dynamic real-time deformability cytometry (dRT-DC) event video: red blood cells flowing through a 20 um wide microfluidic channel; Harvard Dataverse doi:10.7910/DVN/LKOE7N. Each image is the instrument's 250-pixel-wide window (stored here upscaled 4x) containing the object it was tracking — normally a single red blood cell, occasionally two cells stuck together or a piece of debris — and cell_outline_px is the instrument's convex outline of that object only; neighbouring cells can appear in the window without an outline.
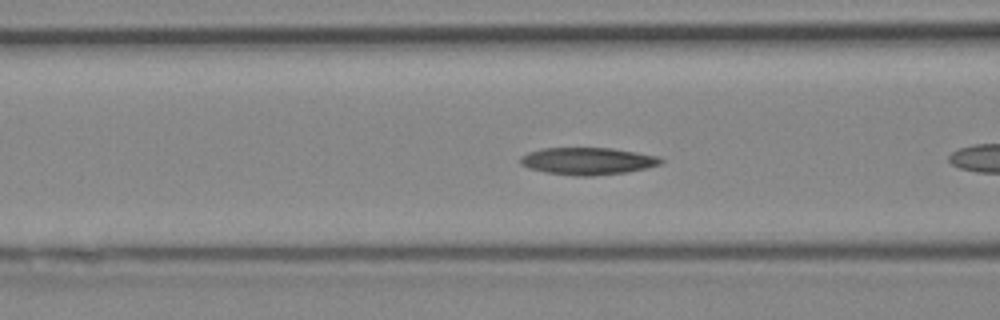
{"species": "Egyptian fruit bat (a non-hibernating species)", "species_latin": "Rousettus aegyptiacus", "temperature_condition": "cold", "stored_images_in_passage": 6, "segment_of_instrument_passage": [2, 2], "camera_frame_rate_fps": 3000, "um_per_image_px": 0.085, "animal": {"sex": "female"}, "frame": {"image": 1, "passage_image": 6, "time_ms": 1.667, "image_size_px": [1000, 320], "cell_outline_px": [[664, 160], [660, 164], [644, 168], [624, 172], [592, 176], [576, 176], [544, 172], [528, 168], [520, 164], [520, 156], [528, 152], [540, 148], [612, 148], [660, 156]], "centroid_in_image_um": [49.91, 13.68], "position_along_channel_um": 116.7, "area_um2": 22.31}}